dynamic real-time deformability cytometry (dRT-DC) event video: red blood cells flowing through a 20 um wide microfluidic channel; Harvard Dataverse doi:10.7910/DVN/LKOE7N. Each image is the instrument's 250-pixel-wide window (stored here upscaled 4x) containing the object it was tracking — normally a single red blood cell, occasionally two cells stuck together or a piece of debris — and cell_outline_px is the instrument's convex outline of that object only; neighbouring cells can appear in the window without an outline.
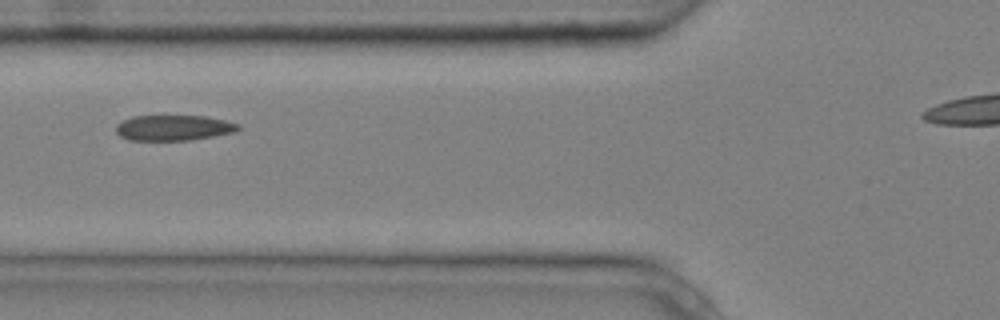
{"species": "common noctule bat (a hibernating species)", "species_latin": "Nyctalus noctula", "temperature_condition": "cold", "stored_images_in_passage": 9, "camera_frame_rate_fps": 3000, "um_per_image_px": 0.085, "animal": {"sex": "male", "body_mass_g": 20.4}, "frame": {"image": 1, "passage_image": 4, "time_ms": 1.0, "image_size_px": [1000, 320], "cell_outline_px": [[240, 128], [236, 132], [188, 140], [128, 140], [120, 136], [116, 132], [116, 124], [132, 116], [204, 116], [224, 120], [240, 124]], "centroid_in_image_um": [14.74, 10.86], "position_along_channel_um": 111.1, "area_um2": 18.09}}
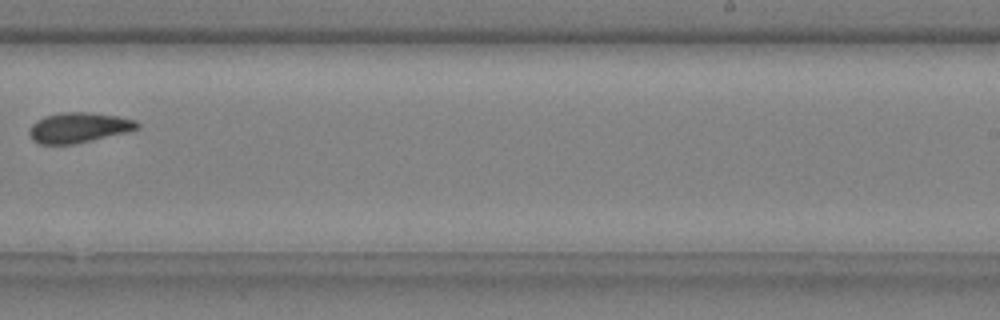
{"frame": {"image": 2, "passage_image": 8, "time_ms": 2.333, "image_size_px": [1000, 320], "cell_outline_px": [[140, 128], [76, 144], [40, 144], [32, 140], [28, 132], [28, 128], [36, 120], [44, 116], [64, 112], [88, 112], [116, 116], [136, 120], [140, 124]], "centroid_in_image_um": [6.64, 10.84], "position_along_channel_um": 282.4, "area_um2": 18.96}}